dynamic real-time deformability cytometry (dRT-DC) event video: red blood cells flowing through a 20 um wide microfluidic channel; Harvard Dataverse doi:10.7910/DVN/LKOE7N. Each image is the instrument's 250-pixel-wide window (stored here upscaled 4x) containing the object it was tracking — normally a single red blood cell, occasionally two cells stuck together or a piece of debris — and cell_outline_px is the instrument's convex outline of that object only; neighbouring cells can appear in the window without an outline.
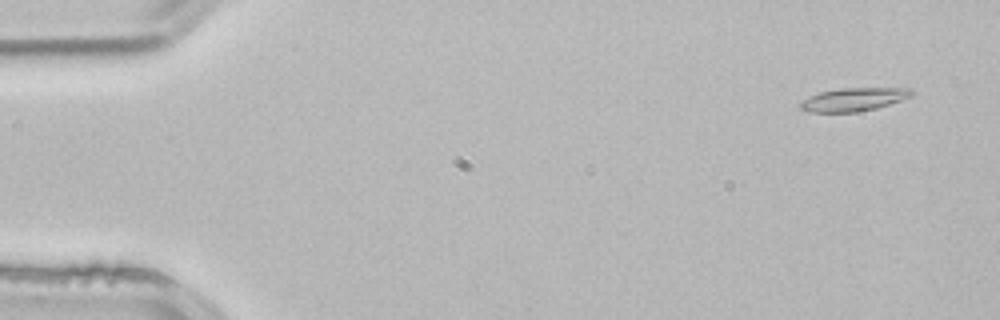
{"species": "common noctule bat (a hibernating species)", "species_latin": "Nyctalus noctula", "temperature_condition": "room temperature", "stored_images_in_passage": 52, "camera_frame_rate_fps": 3000, "um_per_image_px": 0.085, "animal": {"sex": "male", "body_mass_g": 21.5, "forearm_length_mm": 52.0}, "frame": {"image": 1, "passage_image": 3, "time_ms": 0.667, "image_size_px": [1000, 320], "cell_outline_px": [[912, 96], [876, 108], [856, 112], [812, 112], [800, 108], [800, 104], [808, 96], [820, 92], [840, 88], [912, 88]], "centroid_in_image_um": [72.55, 8.44], "position_along_channel_um": 12.4, "area_um2": 14.85}}
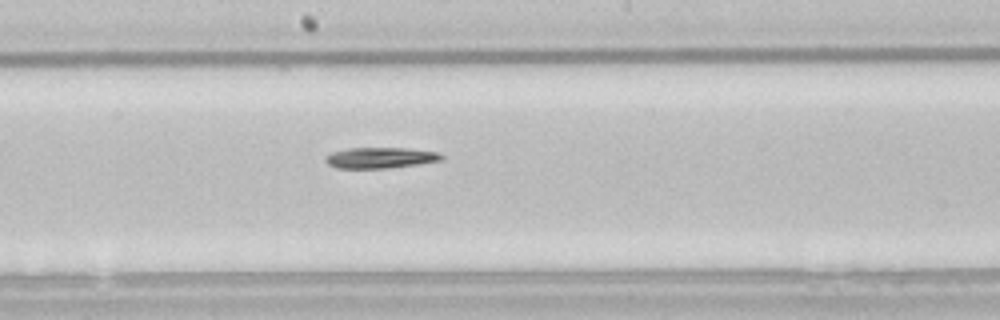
{"frame": {"image": 2, "passage_image": 28, "time_ms": 9.0, "image_size_px": [1000, 320], "cell_outline_px": [[444, 156], [440, 160], [420, 164], [384, 168], [336, 168], [328, 164], [324, 160], [332, 152], [348, 148], [408, 148], [436, 152]], "centroid_in_image_um": [32.31, 13.41], "position_along_channel_um": 215.9, "area_um2": 13.93}}
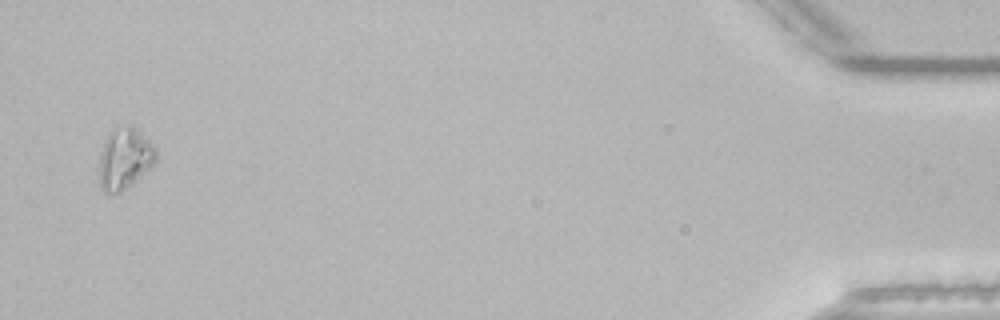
{"frame": {"image": 3, "passage_image": 51, "time_ms": 16.667, "image_size_px": [1000, 320], "cell_outline_px": [[156, 160], [152, 168], [120, 192], [104, 192], [100, 188], [100, 152], [104, 140], [108, 132], [112, 128], [132, 128], [148, 140], [156, 148]], "centroid_in_image_um": [10.58, 13.51], "position_along_channel_um": 424.6, "area_um2": 19.83}, "authors_computed_cell_mechanics": {"area_um2": 14.6234, "velocity_mm_per_s": 3.8773, "shape_relaxation_time_tau1_ms": 8.3473, "shape_relaxation_time_tau2_ms": null, "deformation_change_tau1": 0.1672, "deformation_change_tau2": null}}